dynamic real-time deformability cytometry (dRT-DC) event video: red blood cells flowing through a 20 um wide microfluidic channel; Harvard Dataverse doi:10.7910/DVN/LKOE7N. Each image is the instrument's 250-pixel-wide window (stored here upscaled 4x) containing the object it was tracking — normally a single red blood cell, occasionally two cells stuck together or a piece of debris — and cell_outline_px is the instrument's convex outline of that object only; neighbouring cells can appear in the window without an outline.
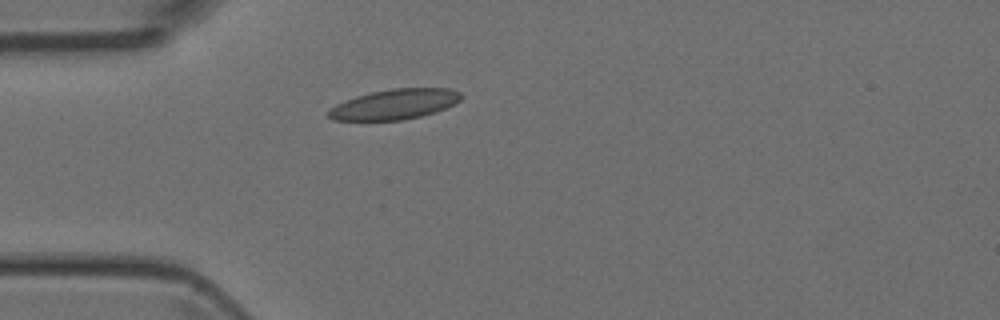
{"species": "Egyptian fruit bat (a non-hibernating species)", "species_latin": "Rousettus aegyptiacus", "temperature_condition": "room temperature", "stored_images_in_passage": 4, "camera_frame_rate_fps": 3000, "um_per_image_px": 0.085, "animal": {"sex": "female"}, "frame": {"image": 1, "passage_image": 4, "time_ms": 4.333, "image_size_px": [1000, 320], "cell_outline_px": [[464, 96], [460, 100], [444, 108], [420, 116], [404, 120], [332, 120], [328, 116], [328, 108], [344, 100], [356, 96], [372, 92], [392, 88], [452, 88], [460, 92]], "centroid_in_image_um": [33.52, 8.85], "position_along_channel_um": 51.5, "area_um2": 23.29}}